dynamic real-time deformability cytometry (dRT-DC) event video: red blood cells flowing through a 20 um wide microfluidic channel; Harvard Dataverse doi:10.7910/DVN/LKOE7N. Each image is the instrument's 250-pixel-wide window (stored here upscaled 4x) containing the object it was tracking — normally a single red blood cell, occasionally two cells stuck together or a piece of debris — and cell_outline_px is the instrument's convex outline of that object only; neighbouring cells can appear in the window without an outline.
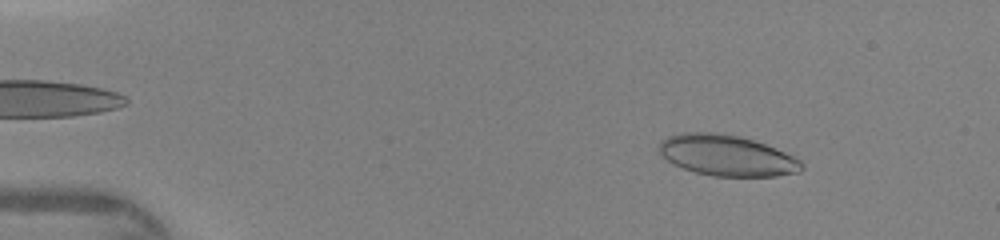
{"species": "human", "species_latin": "Homo sapiens", "temperature_condition": "warm", "stored_images_in_passage": 46, "camera_frame_rate_fps": 3000, "um_per_image_px": 0.085, "donor": {"sex": "female"}, "frame": {"image": 1, "passage_image": 6, "time_ms": 1.667, "image_size_px": [1000, 240], "cell_outline_px": [[804, 168], [800, 172], [776, 176], [712, 176], [696, 172], [684, 168], [668, 160], [656, 148], [660, 140], [668, 136], [680, 132], [712, 132], [740, 136], [764, 144], [784, 152], [800, 160], [804, 164]], "centroid_in_image_um": [61.76, 13.21], "position_along_channel_um": 23.2, "area_um2": 33.87}}
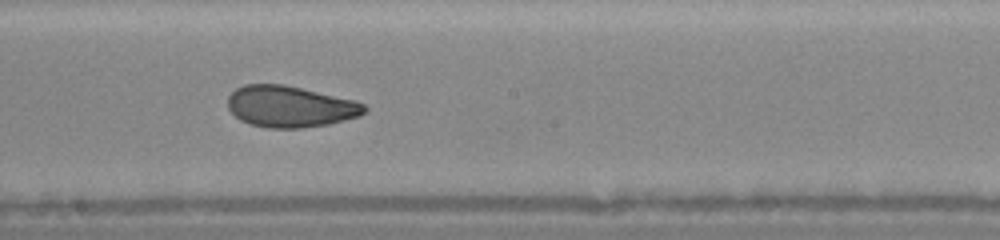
{"frame": {"image": 2, "passage_image": 26, "time_ms": 8.333, "image_size_px": [1000, 240], "cell_outline_px": [[368, 108], [360, 116], [328, 124], [300, 128], [268, 128], [248, 124], [240, 120], [228, 108], [228, 96], [236, 88], [244, 84], [284, 84], [356, 100], [364, 104]], "centroid_in_image_um": [24.66, 9.05], "position_along_channel_um": 223.5, "area_um2": 33.06}}
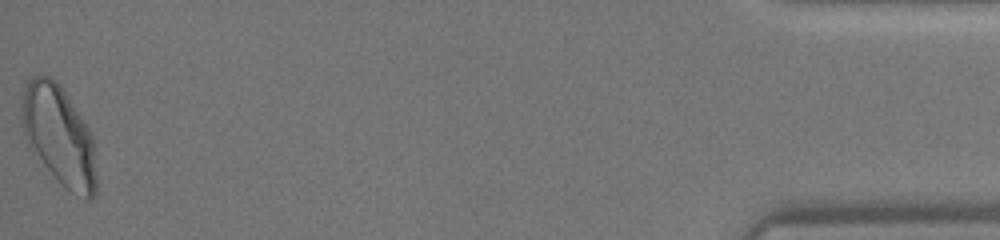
{"frame": {"image": 3, "passage_image": 46, "time_ms": 15.0, "image_size_px": [1000, 240], "cell_outline_px": [[96, 196], [88, 200], [60, 184], [56, 180], [28, 144], [20, 120], [24, 88], [28, 80], [32, 76], [48, 76], [56, 80], [60, 84], [88, 128], [92, 136], [96, 176]], "centroid_in_image_um": [5.01, 11.51], "position_along_channel_um": 430.2, "area_um2": 42.83}}